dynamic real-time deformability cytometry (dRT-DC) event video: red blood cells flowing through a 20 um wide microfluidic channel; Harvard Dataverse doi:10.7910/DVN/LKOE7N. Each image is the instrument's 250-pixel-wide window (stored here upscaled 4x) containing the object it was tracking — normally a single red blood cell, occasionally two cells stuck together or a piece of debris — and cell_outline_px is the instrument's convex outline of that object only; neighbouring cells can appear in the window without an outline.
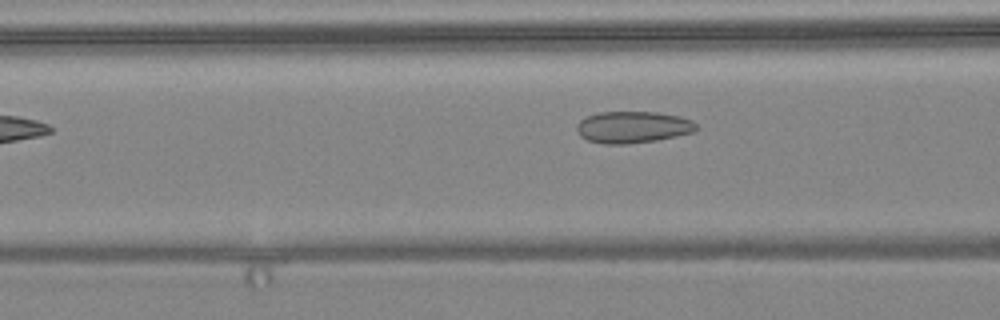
{"species": "common noctule bat (a hibernating species)", "species_latin": "Nyctalus noctula", "temperature_condition": "warm", "stored_images_in_passage": 6, "camera_frame_rate_fps": 3000, "um_per_image_px": 0.085, "animal": {"sex": "female", "body_mass_g": 24.6, "forearm_length_mm": 56.2}, "frame": {"image": 1, "passage_image": 6, "time_ms": 6.0, "image_size_px": [1000, 320], "cell_outline_px": [[696, 128], [692, 132], [676, 136], [656, 140], [628, 144], [604, 144], [588, 140], [580, 136], [576, 132], [576, 124], [580, 120], [588, 116], [600, 112], [656, 112], [680, 116], [692, 120], [696, 124]], "centroid_in_image_um": [53.76, 10.81], "position_along_channel_um": 112.8, "area_um2": 22.08}}